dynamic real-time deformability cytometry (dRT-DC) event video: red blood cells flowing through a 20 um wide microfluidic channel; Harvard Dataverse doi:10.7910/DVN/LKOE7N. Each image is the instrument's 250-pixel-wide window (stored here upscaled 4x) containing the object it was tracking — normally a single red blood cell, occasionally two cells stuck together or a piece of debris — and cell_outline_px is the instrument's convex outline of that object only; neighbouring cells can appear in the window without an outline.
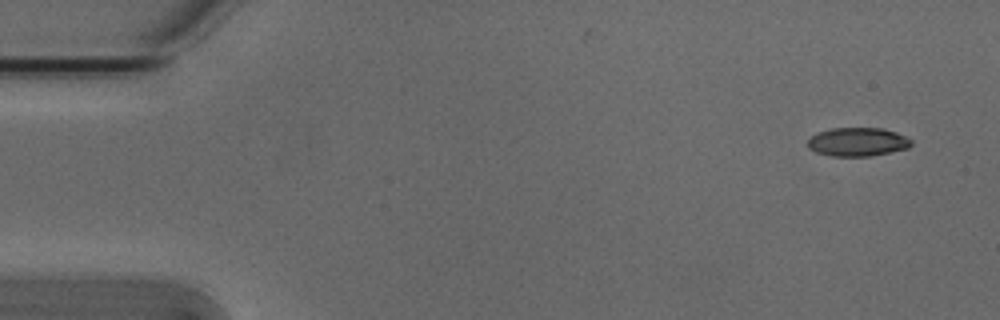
{"species": "Egyptian fruit bat (a non-hibernating species)", "species_latin": "Rousettus aegyptiacus", "temperature_condition": "cold", "stored_images_in_passage": 4, "camera_frame_rate_fps": 3000, "um_per_image_px": 0.085, "animal": {"sex": "male"}, "frame": {"image": 1, "passage_image": 1, "time_ms": 0.0, "image_size_px": [1000, 320], "cell_outline_px": [[912, 144], [908, 148], [868, 156], [832, 156], [816, 152], [808, 148], [808, 140], [812, 136], [820, 132], [832, 128], [884, 128], [896, 132], [912, 140]], "centroid_in_image_um": [72.9, 12.06], "position_along_channel_um": 12.1, "area_um2": 17.11}}
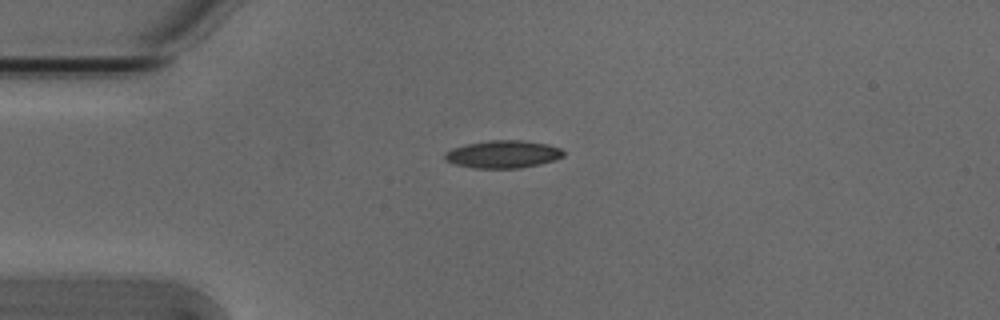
{"frame": {"image": 2, "passage_image": 4, "time_ms": 1.0, "image_size_px": [1000, 320], "cell_outline_px": [[564, 156], [556, 160], [540, 164], [520, 168], [472, 168], [456, 164], [444, 160], [444, 152], [452, 148], [468, 144], [492, 140], [520, 140], [548, 144], [560, 148], [564, 152]], "centroid_in_image_um": [42.76, 13.11], "position_along_channel_um": 42.2, "area_um2": 19.13}}